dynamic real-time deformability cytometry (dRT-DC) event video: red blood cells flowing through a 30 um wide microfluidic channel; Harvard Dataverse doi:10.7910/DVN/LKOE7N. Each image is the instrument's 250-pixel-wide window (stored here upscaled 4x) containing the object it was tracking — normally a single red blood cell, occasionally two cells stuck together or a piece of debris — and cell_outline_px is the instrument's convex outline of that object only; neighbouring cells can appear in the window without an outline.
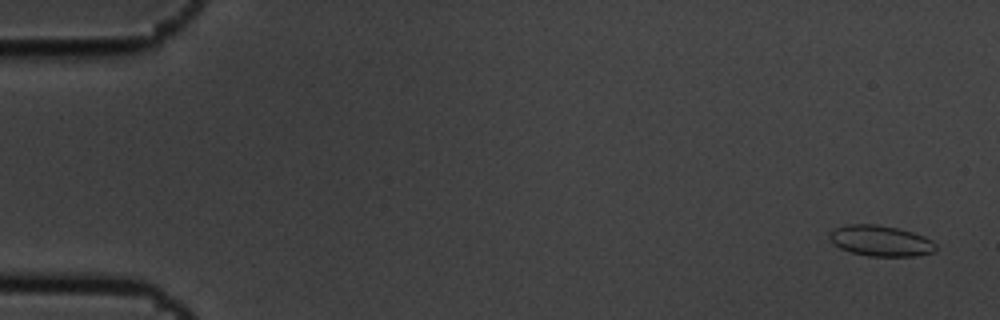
{"species": "common noctule bat (a hibernating species)", "species_latin": "Nyctalus noctula", "temperature_condition": "cold", "stored_images_in_passage": 3, "camera_frame_rate_fps": 3000, "um_per_image_px": 0.085, "animal": {"sex": "male", "body_mass_g": 19.5, "forearm_length_mm": 54.6}, "frame": {"image": 1, "passage_image": 1, "time_ms": 0.0, "image_size_px": [1000, 320], "cell_outline_px": [[936, 252], [916, 256], [868, 256], [852, 252], [840, 248], [832, 244], [828, 236], [836, 228], [848, 224], [876, 224], [896, 228], [912, 232], [924, 236], [932, 240], [936, 244]], "centroid_in_image_um": [74.87, 20.48], "position_along_channel_um": 10.1, "area_um2": 19.07}}